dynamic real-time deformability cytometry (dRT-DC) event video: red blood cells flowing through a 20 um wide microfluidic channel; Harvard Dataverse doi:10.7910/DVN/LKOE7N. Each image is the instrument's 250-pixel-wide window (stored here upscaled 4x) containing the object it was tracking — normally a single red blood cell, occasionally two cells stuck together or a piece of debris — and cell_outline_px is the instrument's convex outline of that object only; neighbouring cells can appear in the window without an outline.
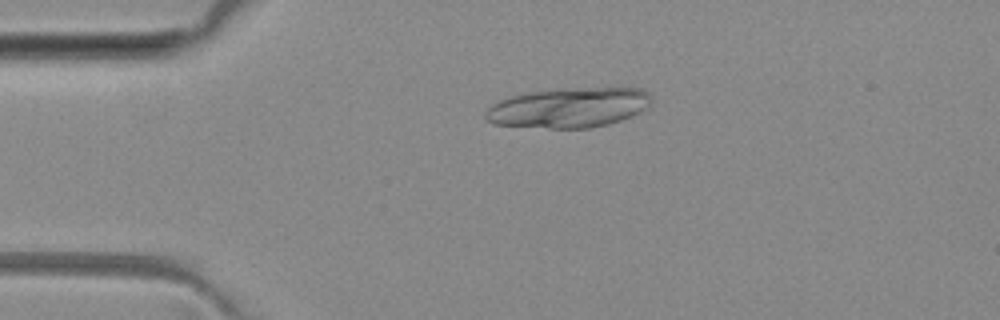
{"species": "common noctule bat (a hibernating species)", "species_latin": "Nyctalus noctula", "temperature_condition": "room temperature", "stored_images_in_passage": 4, "camera_frame_rate_fps": 3000, "um_per_image_px": 0.085, "animal": {"sex": "female", "body_mass_g": 29.2, "forearm_length_mm": 56.3}, "frame": {"image": 1, "passage_image": 2, "time_ms": 1.0, "image_size_px": [1000, 320], "cell_outline_px": [[652, 100], [640, 112], [632, 116], [608, 124], [588, 128], [548, 128], [492, 124], [484, 120], [484, 112], [496, 100], [524, 92], [564, 88], [640, 88], [648, 92], [652, 96]], "centroid_in_image_um": [48.28, 9.14], "position_along_channel_um": 36.7, "area_um2": 38.96}}